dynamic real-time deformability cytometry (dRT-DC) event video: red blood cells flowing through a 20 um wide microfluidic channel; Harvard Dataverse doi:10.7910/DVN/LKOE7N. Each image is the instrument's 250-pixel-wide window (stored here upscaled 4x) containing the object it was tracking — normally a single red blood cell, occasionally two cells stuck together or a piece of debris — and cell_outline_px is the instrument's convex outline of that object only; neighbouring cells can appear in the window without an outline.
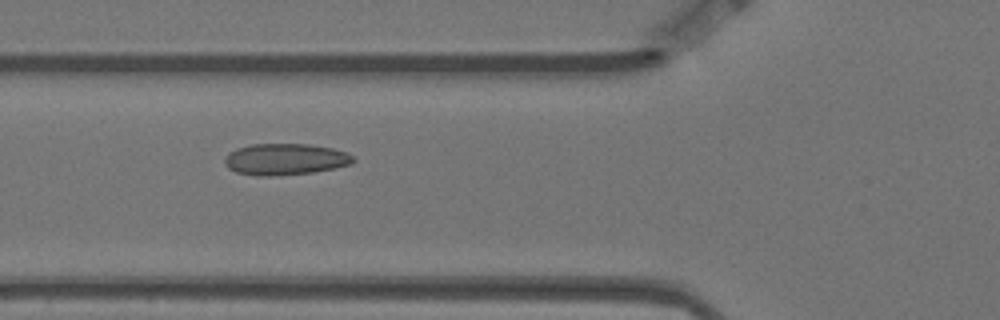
{"species": "Egyptian fruit bat (a non-hibernating species)", "species_latin": "Rousettus aegyptiacus", "temperature_condition": "warm", "stored_images_in_passage": 15, "camera_frame_rate_fps": 3000, "um_per_image_px": 0.085, "animal": {"sex": "female"}, "frame": {"image": 1, "passage_image": 6, "time_ms": 1.667, "image_size_px": [1000, 320], "cell_outline_px": [[356, 160], [352, 164], [312, 172], [276, 176], [256, 176], [236, 172], [228, 168], [224, 164], [224, 156], [228, 152], [236, 148], [252, 144], [308, 144], [332, 148], [348, 152]], "centroid_in_image_um": [24.21, 13.53], "position_along_channel_um": 101.6, "area_um2": 23.76}}
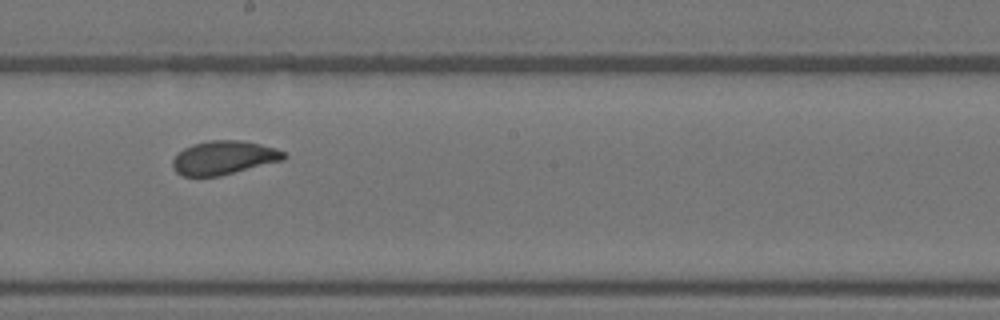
{"frame": {"image": 2, "passage_image": 9, "time_ms": 2.667, "image_size_px": [1000, 320], "cell_outline_px": [[288, 156], [284, 160], [220, 176], [180, 176], [172, 168], [172, 160], [176, 152], [192, 144], [208, 140], [240, 140], [260, 144], [276, 148], [284, 152]], "centroid_in_image_um": [18.99, 13.4], "position_along_channel_um": 229.2, "area_um2": 22.14}}
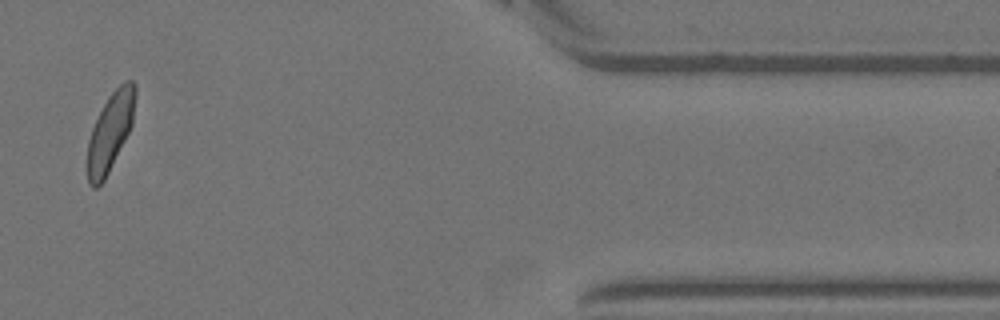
{"frame": {"image": 3, "passage_image": 14, "time_ms": 4.333, "image_size_px": [1000, 320], "cell_outline_px": [[136, 96], [132, 124], [104, 180], [96, 188], [92, 188], [88, 184], [88, 140], [92, 128], [108, 96], [124, 80], [132, 80], [136, 84]], "centroid_in_image_um": [9.38, 11.16], "position_along_channel_um": 402.0, "area_um2": 21.39}}